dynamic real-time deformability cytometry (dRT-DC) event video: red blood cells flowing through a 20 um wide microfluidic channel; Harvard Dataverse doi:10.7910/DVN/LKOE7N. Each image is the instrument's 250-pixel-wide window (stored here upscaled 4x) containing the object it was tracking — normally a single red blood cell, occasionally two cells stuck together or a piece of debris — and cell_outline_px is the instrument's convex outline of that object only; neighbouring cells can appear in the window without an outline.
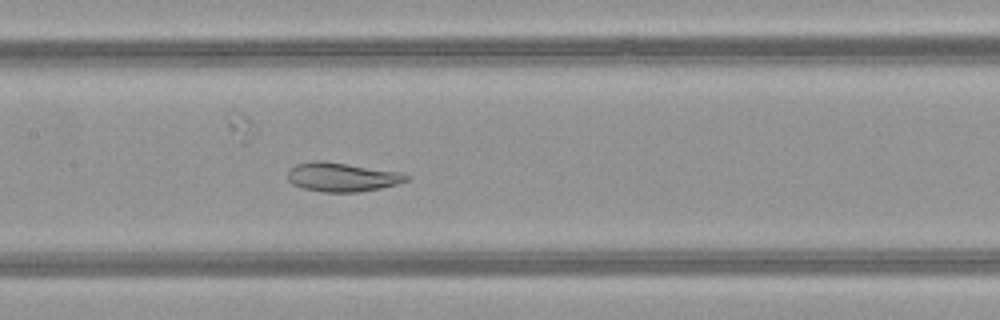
{"species": "common noctule bat (a hibernating species)", "species_latin": "Nyctalus noctula", "temperature_condition": "warm", "stored_images_in_passage": 51, "camera_frame_rate_fps": 3000, "um_per_image_px": 0.085, "animal": {"sex": "female", "body_mass_g": 21.9}, "frame": {"image": 1, "passage_image": 25, "time_ms": 8.0, "image_size_px": [1000, 320], "cell_outline_px": [[412, 176], [408, 180], [396, 184], [380, 188], [360, 192], [320, 192], [304, 188], [292, 184], [288, 180], [288, 168], [296, 164], [312, 160], [320, 160], [404, 172]], "centroid_in_image_um": [29.08, 15.04], "position_along_channel_um": 178.3, "area_um2": 20.35}}
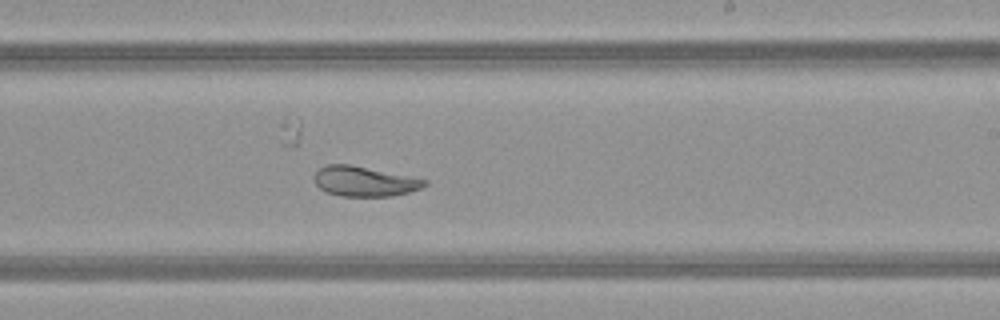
{"frame": {"image": 2, "passage_image": 31, "time_ms": 10.0, "image_size_px": [1000, 320], "cell_outline_px": [[428, 184], [420, 188], [408, 192], [392, 196], [340, 196], [328, 192], [320, 188], [316, 184], [316, 172], [320, 168], [328, 164], [348, 164], [428, 180]], "centroid_in_image_um": [30.99, 15.42], "position_along_channel_um": 258.0, "area_um2": 18.84}}
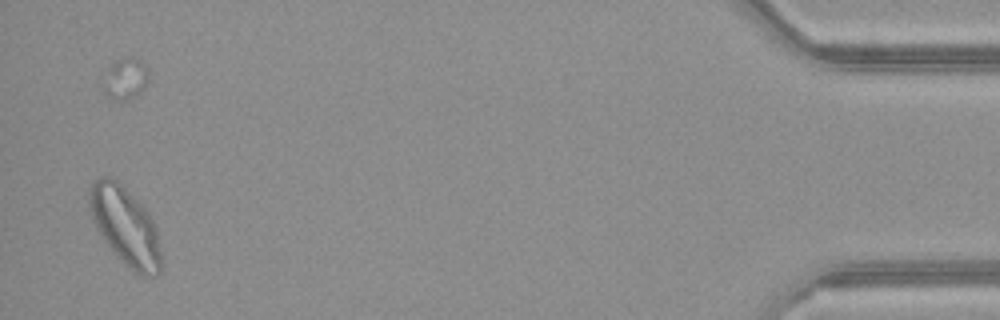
{"frame": {"image": 3, "passage_image": 50, "time_ms": 16.333, "image_size_px": [1000, 320], "cell_outline_px": [[164, 264], [160, 272], [156, 276], [140, 276], [132, 272], [112, 252], [96, 228], [88, 208], [88, 188], [100, 176], [112, 176], [140, 200], [148, 212], [156, 228]], "centroid_in_image_um": [10.66, 19.24], "position_along_channel_um": 424.5, "area_um2": 33.7}, "authors_computed_cell_mechanics": {"area_um2": 26.7614, "velocity_mm_per_s": 3.9963, "shape_relaxation_time_tau1_ms": 5.7706, "shape_relaxation_time_tau2_ms": null, "deformation_change_tau1": 0.1428, "deformation_change_tau2": null}}